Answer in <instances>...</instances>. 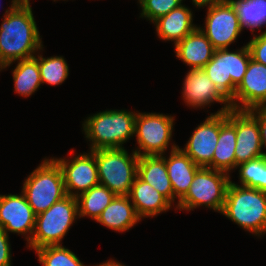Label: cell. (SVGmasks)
<instances>
[{
    "instance_id": "cell-1",
    "label": "cell",
    "mask_w": 266,
    "mask_h": 266,
    "mask_svg": "<svg viewBox=\"0 0 266 266\" xmlns=\"http://www.w3.org/2000/svg\"><path fill=\"white\" fill-rule=\"evenodd\" d=\"M0 26V70L34 57L42 41L29 3L12 0Z\"/></svg>"
},
{
    "instance_id": "cell-2",
    "label": "cell",
    "mask_w": 266,
    "mask_h": 266,
    "mask_svg": "<svg viewBox=\"0 0 266 266\" xmlns=\"http://www.w3.org/2000/svg\"><path fill=\"white\" fill-rule=\"evenodd\" d=\"M221 213L256 236L265 234L266 192L230 181Z\"/></svg>"
},
{
    "instance_id": "cell-3",
    "label": "cell",
    "mask_w": 266,
    "mask_h": 266,
    "mask_svg": "<svg viewBox=\"0 0 266 266\" xmlns=\"http://www.w3.org/2000/svg\"><path fill=\"white\" fill-rule=\"evenodd\" d=\"M137 112L106 110L88 117L83 123L86 138L92 141L90 151L124 148L122 144L133 137Z\"/></svg>"
},
{
    "instance_id": "cell-4",
    "label": "cell",
    "mask_w": 266,
    "mask_h": 266,
    "mask_svg": "<svg viewBox=\"0 0 266 266\" xmlns=\"http://www.w3.org/2000/svg\"><path fill=\"white\" fill-rule=\"evenodd\" d=\"M131 156L124 148L95 150L99 183L116 196H128L137 177L139 156Z\"/></svg>"
},
{
    "instance_id": "cell-5",
    "label": "cell",
    "mask_w": 266,
    "mask_h": 266,
    "mask_svg": "<svg viewBox=\"0 0 266 266\" xmlns=\"http://www.w3.org/2000/svg\"><path fill=\"white\" fill-rule=\"evenodd\" d=\"M22 189L36 215L67 196L61 168L54 158L45 159L33 170Z\"/></svg>"
},
{
    "instance_id": "cell-6",
    "label": "cell",
    "mask_w": 266,
    "mask_h": 266,
    "mask_svg": "<svg viewBox=\"0 0 266 266\" xmlns=\"http://www.w3.org/2000/svg\"><path fill=\"white\" fill-rule=\"evenodd\" d=\"M76 197L67 195L47 211L36 215L35 228L28 247L38 249L47 245H61V241L78 216Z\"/></svg>"
},
{
    "instance_id": "cell-7",
    "label": "cell",
    "mask_w": 266,
    "mask_h": 266,
    "mask_svg": "<svg viewBox=\"0 0 266 266\" xmlns=\"http://www.w3.org/2000/svg\"><path fill=\"white\" fill-rule=\"evenodd\" d=\"M230 181L229 174L225 172L201 167L186 195L178 201L177 209L189 211L204 205L221 213Z\"/></svg>"
},
{
    "instance_id": "cell-8",
    "label": "cell",
    "mask_w": 266,
    "mask_h": 266,
    "mask_svg": "<svg viewBox=\"0 0 266 266\" xmlns=\"http://www.w3.org/2000/svg\"><path fill=\"white\" fill-rule=\"evenodd\" d=\"M251 53L248 45L236 52L215 50L212 59L202 68L209 79L230 100L246 73Z\"/></svg>"
},
{
    "instance_id": "cell-9",
    "label": "cell",
    "mask_w": 266,
    "mask_h": 266,
    "mask_svg": "<svg viewBox=\"0 0 266 266\" xmlns=\"http://www.w3.org/2000/svg\"><path fill=\"white\" fill-rule=\"evenodd\" d=\"M173 121L172 116L165 114L137 113L134 129L139 144V151L135 150L137 155H163L172 137Z\"/></svg>"
},
{
    "instance_id": "cell-10",
    "label": "cell",
    "mask_w": 266,
    "mask_h": 266,
    "mask_svg": "<svg viewBox=\"0 0 266 266\" xmlns=\"http://www.w3.org/2000/svg\"><path fill=\"white\" fill-rule=\"evenodd\" d=\"M207 10L205 29L200 30L216 50L228 48L242 31L232 4L225 0Z\"/></svg>"
},
{
    "instance_id": "cell-11",
    "label": "cell",
    "mask_w": 266,
    "mask_h": 266,
    "mask_svg": "<svg viewBox=\"0 0 266 266\" xmlns=\"http://www.w3.org/2000/svg\"><path fill=\"white\" fill-rule=\"evenodd\" d=\"M54 160L61 168L67 195L77 197L79 191L83 193L100 184L95 150L78 155L71 162L65 158ZM72 190L76 191L73 193Z\"/></svg>"
},
{
    "instance_id": "cell-12",
    "label": "cell",
    "mask_w": 266,
    "mask_h": 266,
    "mask_svg": "<svg viewBox=\"0 0 266 266\" xmlns=\"http://www.w3.org/2000/svg\"><path fill=\"white\" fill-rule=\"evenodd\" d=\"M227 115L235 122L236 168L243 162L266 155L262 152L260 131L257 120L247 110L230 109Z\"/></svg>"
},
{
    "instance_id": "cell-13",
    "label": "cell",
    "mask_w": 266,
    "mask_h": 266,
    "mask_svg": "<svg viewBox=\"0 0 266 266\" xmlns=\"http://www.w3.org/2000/svg\"><path fill=\"white\" fill-rule=\"evenodd\" d=\"M36 214L28 204L25 194L0 195V228L8 232L26 235L27 242L35 228ZM29 236V237H28Z\"/></svg>"
},
{
    "instance_id": "cell-14",
    "label": "cell",
    "mask_w": 266,
    "mask_h": 266,
    "mask_svg": "<svg viewBox=\"0 0 266 266\" xmlns=\"http://www.w3.org/2000/svg\"><path fill=\"white\" fill-rule=\"evenodd\" d=\"M237 101H241V105ZM230 103L231 108L235 110L266 106V65L250 58L244 78L236 88Z\"/></svg>"
},
{
    "instance_id": "cell-15",
    "label": "cell",
    "mask_w": 266,
    "mask_h": 266,
    "mask_svg": "<svg viewBox=\"0 0 266 266\" xmlns=\"http://www.w3.org/2000/svg\"><path fill=\"white\" fill-rule=\"evenodd\" d=\"M219 137V113L210 114L198 125L189 138L184 150L199 167L213 169V154Z\"/></svg>"
},
{
    "instance_id": "cell-16",
    "label": "cell",
    "mask_w": 266,
    "mask_h": 266,
    "mask_svg": "<svg viewBox=\"0 0 266 266\" xmlns=\"http://www.w3.org/2000/svg\"><path fill=\"white\" fill-rule=\"evenodd\" d=\"M185 77L182 94L187 105L197 108L216 101L224 104L217 113L232 109L230 100L209 79L203 69H190Z\"/></svg>"
},
{
    "instance_id": "cell-17",
    "label": "cell",
    "mask_w": 266,
    "mask_h": 266,
    "mask_svg": "<svg viewBox=\"0 0 266 266\" xmlns=\"http://www.w3.org/2000/svg\"><path fill=\"white\" fill-rule=\"evenodd\" d=\"M165 163L173 189V201L175 198H178L180 201L188 192L196 172L201 167L195 164L191 158L176 145H172L169 158L166 159L165 157Z\"/></svg>"
},
{
    "instance_id": "cell-18",
    "label": "cell",
    "mask_w": 266,
    "mask_h": 266,
    "mask_svg": "<svg viewBox=\"0 0 266 266\" xmlns=\"http://www.w3.org/2000/svg\"><path fill=\"white\" fill-rule=\"evenodd\" d=\"M214 46L197 27L175 44V53L191 69H202L213 57Z\"/></svg>"
},
{
    "instance_id": "cell-19",
    "label": "cell",
    "mask_w": 266,
    "mask_h": 266,
    "mask_svg": "<svg viewBox=\"0 0 266 266\" xmlns=\"http://www.w3.org/2000/svg\"><path fill=\"white\" fill-rule=\"evenodd\" d=\"M235 148V122L227 112L219 113V137L213 154V169L227 174L236 169Z\"/></svg>"
},
{
    "instance_id": "cell-20",
    "label": "cell",
    "mask_w": 266,
    "mask_h": 266,
    "mask_svg": "<svg viewBox=\"0 0 266 266\" xmlns=\"http://www.w3.org/2000/svg\"><path fill=\"white\" fill-rule=\"evenodd\" d=\"M140 218L153 217L171 207V202L138 175L128 194Z\"/></svg>"
},
{
    "instance_id": "cell-21",
    "label": "cell",
    "mask_w": 266,
    "mask_h": 266,
    "mask_svg": "<svg viewBox=\"0 0 266 266\" xmlns=\"http://www.w3.org/2000/svg\"><path fill=\"white\" fill-rule=\"evenodd\" d=\"M192 17L191 10L184 5L172 9L154 22L157 35L163 40L174 41V44L178 43L197 28L192 23Z\"/></svg>"
},
{
    "instance_id": "cell-22",
    "label": "cell",
    "mask_w": 266,
    "mask_h": 266,
    "mask_svg": "<svg viewBox=\"0 0 266 266\" xmlns=\"http://www.w3.org/2000/svg\"><path fill=\"white\" fill-rule=\"evenodd\" d=\"M128 196H115L97 218V222L118 232L128 231L141 218Z\"/></svg>"
},
{
    "instance_id": "cell-23",
    "label": "cell",
    "mask_w": 266,
    "mask_h": 266,
    "mask_svg": "<svg viewBox=\"0 0 266 266\" xmlns=\"http://www.w3.org/2000/svg\"><path fill=\"white\" fill-rule=\"evenodd\" d=\"M137 175L164 195L171 203L173 202V189L163 155L140 156Z\"/></svg>"
},
{
    "instance_id": "cell-24",
    "label": "cell",
    "mask_w": 266,
    "mask_h": 266,
    "mask_svg": "<svg viewBox=\"0 0 266 266\" xmlns=\"http://www.w3.org/2000/svg\"><path fill=\"white\" fill-rule=\"evenodd\" d=\"M115 196L112 191L101 184L93 186L88 191L79 193L76 197L79 217L89 216L97 220Z\"/></svg>"
},
{
    "instance_id": "cell-25",
    "label": "cell",
    "mask_w": 266,
    "mask_h": 266,
    "mask_svg": "<svg viewBox=\"0 0 266 266\" xmlns=\"http://www.w3.org/2000/svg\"><path fill=\"white\" fill-rule=\"evenodd\" d=\"M12 73L15 92L23 97L32 95L42 84L36 56L19 60Z\"/></svg>"
},
{
    "instance_id": "cell-26",
    "label": "cell",
    "mask_w": 266,
    "mask_h": 266,
    "mask_svg": "<svg viewBox=\"0 0 266 266\" xmlns=\"http://www.w3.org/2000/svg\"><path fill=\"white\" fill-rule=\"evenodd\" d=\"M239 20L241 28H255L266 26V0H228Z\"/></svg>"
},
{
    "instance_id": "cell-27",
    "label": "cell",
    "mask_w": 266,
    "mask_h": 266,
    "mask_svg": "<svg viewBox=\"0 0 266 266\" xmlns=\"http://www.w3.org/2000/svg\"><path fill=\"white\" fill-rule=\"evenodd\" d=\"M240 183L244 187L266 192V155L254 160L240 163Z\"/></svg>"
},
{
    "instance_id": "cell-28",
    "label": "cell",
    "mask_w": 266,
    "mask_h": 266,
    "mask_svg": "<svg viewBox=\"0 0 266 266\" xmlns=\"http://www.w3.org/2000/svg\"><path fill=\"white\" fill-rule=\"evenodd\" d=\"M35 250L43 266H85L72 251L62 245H47Z\"/></svg>"
},
{
    "instance_id": "cell-29",
    "label": "cell",
    "mask_w": 266,
    "mask_h": 266,
    "mask_svg": "<svg viewBox=\"0 0 266 266\" xmlns=\"http://www.w3.org/2000/svg\"><path fill=\"white\" fill-rule=\"evenodd\" d=\"M38 67L42 83L58 85L64 82L69 75V68L65 59L61 56L43 58L38 55Z\"/></svg>"
},
{
    "instance_id": "cell-30",
    "label": "cell",
    "mask_w": 266,
    "mask_h": 266,
    "mask_svg": "<svg viewBox=\"0 0 266 266\" xmlns=\"http://www.w3.org/2000/svg\"><path fill=\"white\" fill-rule=\"evenodd\" d=\"M183 0H139L142 7L141 17L149 19L153 23L172 9L181 6Z\"/></svg>"
},
{
    "instance_id": "cell-31",
    "label": "cell",
    "mask_w": 266,
    "mask_h": 266,
    "mask_svg": "<svg viewBox=\"0 0 266 266\" xmlns=\"http://www.w3.org/2000/svg\"><path fill=\"white\" fill-rule=\"evenodd\" d=\"M253 39L247 43L251 58L256 62L266 65V31L259 36H254Z\"/></svg>"
},
{
    "instance_id": "cell-32",
    "label": "cell",
    "mask_w": 266,
    "mask_h": 266,
    "mask_svg": "<svg viewBox=\"0 0 266 266\" xmlns=\"http://www.w3.org/2000/svg\"><path fill=\"white\" fill-rule=\"evenodd\" d=\"M258 122L261 145L266 147V107H256L247 110Z\"/></svg>"
},
{
    "instance_id": "cell-33",
    "label": "cell",
    "mask_w": 266,
    "mask_h": 266,
    "mask_svg": "<svg viewBox=\"0 0 266 266\" xmlns=\"http://www.w3.org/2000/svg\"><path fill=\"white\" fill-rule=\"evenodd\" d=\"M8 234L0 228V266H11V252Z\"/></svg>"
},
{
    "instance_id": "cell-34",
    "label": "cell",
    "mask_w": 266,
    "mask_h": 266,
    "mask_svg": "<svg viewBox=\"0 0 266 266\" xmlns=\"http://www.w3.org/2000/svg\"><path fill=\"white\" fill-rule=\"evenodd\" d=\"M225 0H192V2L194 3V6L197 7H203V6H208V7H212L214 5L223 3Z\"/></svg>"
},
{
    "instance_id": "cell-35",
    "label": "cell",
    "mask_w": 266,
    "mask_h": 266,
    "mask_svg": "<svg viewBox=\"0 0 266 266\" xmlns=\"http://www.w3.org/2000/svg\"><path fill=\"white\" fill-rule=\"evenodd\" d=\"M96 266H125L121 263H118V262H115L113 260H110L108 262H105V263H102V264H99V265H96Z\"/></svg>"
},
{
    "instance_id": "cell-36",
    "label": "cell",
    "mask_w": 266,
    "mask_h": 266,
    "mask_svg": "<svg viewBox=\"0 0 266 266\" xmlns=\"http://www.w3.org/2000/svg\"><path fill=\"white\" fill-rule=\"evenodd\" d=\"M18 2H24V3H29V0H17Z\"/></svg>"
}]
</instances>
